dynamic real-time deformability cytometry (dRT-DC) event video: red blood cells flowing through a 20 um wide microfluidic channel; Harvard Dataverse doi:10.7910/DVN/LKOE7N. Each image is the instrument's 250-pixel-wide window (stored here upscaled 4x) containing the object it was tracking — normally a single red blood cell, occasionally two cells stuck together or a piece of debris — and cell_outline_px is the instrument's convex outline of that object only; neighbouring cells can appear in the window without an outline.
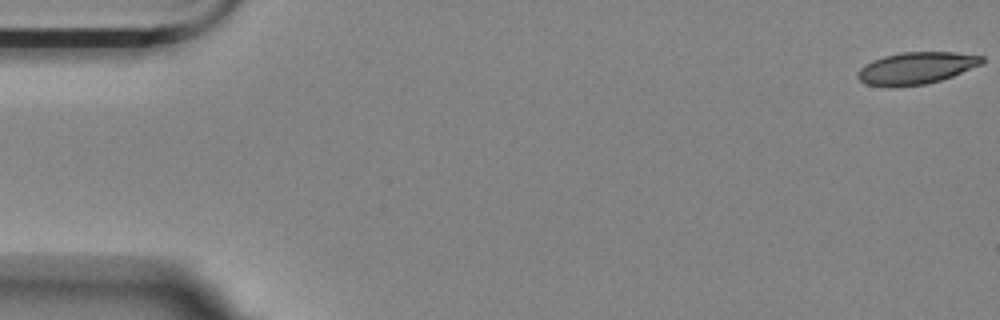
{"species": "Egyptian fruit bat (a non-hibernating species)", "species_latin": "Rousettus aegyptiacus", "temperature_condition": "room temperature", "stored_images_in_passage": 16, "camera_frame_rate_fps": 3000, "um_per_image_px": 0.085, "animal": {"sex": "female"}, "frame": {"image": 1, "passage_image": 1, "time_ms": 0.0, "image_size_px": [1000, 320], "cell_outline_px": [[984, 60], [980, 64], [952, 76], [940, 80], [924, 84], [892, 88], [888, 88], [868, 84], [860, 80], [856, 76], [856, 72], [864, 64], [872, 60], [884, 56], [904, 52], [952, 52], [984, 56]], "centroid_in_image_um": [77.81, 5.8], "position_along_channel_um": 7.2, "area_um2": 23.18}}